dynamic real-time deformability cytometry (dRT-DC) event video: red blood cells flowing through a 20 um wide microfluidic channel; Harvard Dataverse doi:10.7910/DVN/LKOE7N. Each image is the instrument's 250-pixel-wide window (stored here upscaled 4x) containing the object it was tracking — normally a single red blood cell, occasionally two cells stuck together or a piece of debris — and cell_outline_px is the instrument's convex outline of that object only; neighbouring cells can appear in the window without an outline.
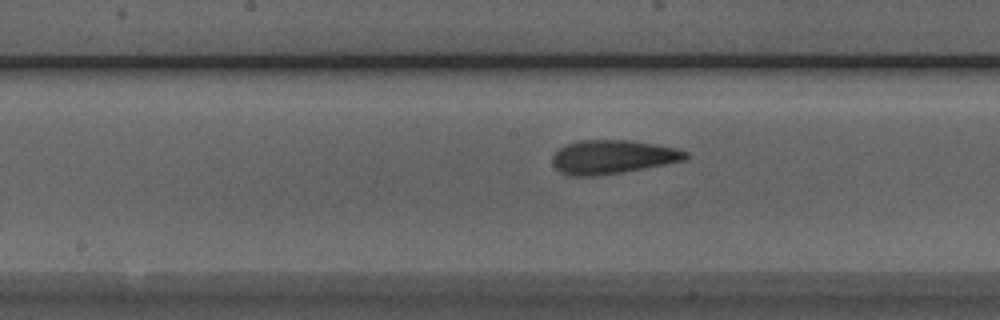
{"species": "Egyptian fruit bat (a non-hibernating species)", "species_latin": "Rousettus aegyptiacus", "temperature_condition": "room temperature", "stored_images_in_passage": 24, "camera_frame_rate_fps": 3000, "um_per_image_px": 0.085, "animal": {"sex": "male"}, "frame": {"image": 1, "passage_image": 21, "time_ms": 6.667, "image_size_px": [1000, 320], "cell_outline_px": [[688, 156], [684, 160], [664, 164], [600, 176], [568, 176], [560, 172], [552, 164], [552, 156], [560, 148], [568, 144], [580, 140], [628, 140], [676, 148], [688, 152]], "centroid_in_image_um": [52.02, 13.35], "position_along_channel_um": 196.2, "area_um2": 26.01}}